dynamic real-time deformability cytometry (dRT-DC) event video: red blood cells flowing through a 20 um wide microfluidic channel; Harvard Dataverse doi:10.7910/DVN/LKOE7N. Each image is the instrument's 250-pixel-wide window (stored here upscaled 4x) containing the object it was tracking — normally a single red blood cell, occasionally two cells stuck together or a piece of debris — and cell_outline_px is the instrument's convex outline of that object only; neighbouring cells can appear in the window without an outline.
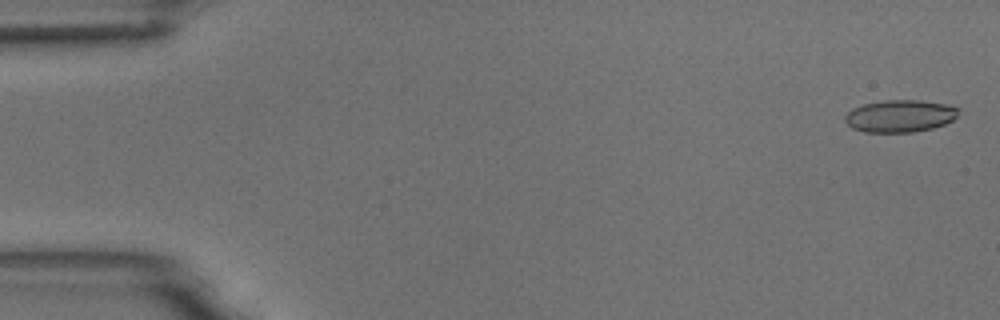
{"species": "common noctule bat (a hibernating species)", "species_latin": "Nyctalus noctula", "temperature_condition": "room temperature", "stored_images_in_passage": 6, "segment_of_instrument_passage": [1, 2], "camera_frame_rate_fps": 3000, "um_per_image_px": 0.085, "animal": {"sex": "male", "body_mass_g": 18.8}, "frame": {"image": 1, "passage_image": 1, "time_ms": 0.0, "image_size_px": [1000, 320], "cell_outline_px": [[960, 108], [956, 116], [952, 120], [944, 124], [932, 128], [912, 132], [864, 132], [852, 128], [844, 120], [844, 116], [852, 108], [864, 104], [884, 100], [920, 100], [944, 104]], "centroid_in_image_um": [76.47, 9.86], "position_along_channel_um": 8.5, "area_um2": 21.27}}
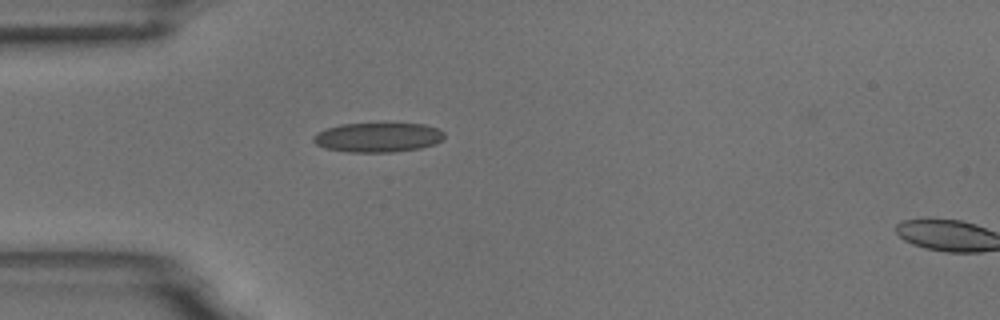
{"frame": {"image": 2, "passage_image": 5, "time_ms": 4.667, "image_size_px": [1000, 320], "cell_outline_px": [[444, 140], [436, 144], [420, 148], [392, 152], [348, 152], [324, 148], [316, 144], [312, 140], [312, 136], [316, 132], [340, 124], [424, 124], [440, 128], [444, 132]], "centroid_in_image_um": [32.14, 11.68], "position_along_channel_um": 52.9, "area_um2": 22.66}}